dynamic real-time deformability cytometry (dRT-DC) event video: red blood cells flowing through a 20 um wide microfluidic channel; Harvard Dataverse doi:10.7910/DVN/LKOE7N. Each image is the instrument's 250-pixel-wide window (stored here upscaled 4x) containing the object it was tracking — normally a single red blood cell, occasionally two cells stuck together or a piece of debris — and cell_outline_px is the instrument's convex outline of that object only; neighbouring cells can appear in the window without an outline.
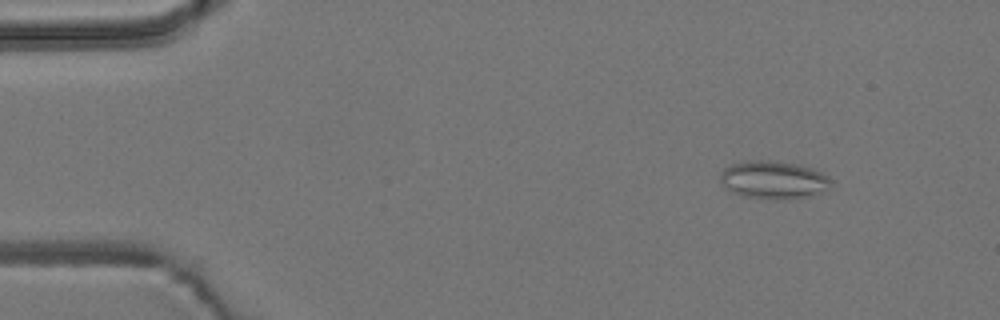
{"species": "common noctule bat (a hibernating species)", "species_latin": "Nyctalus noctula", "temperature_condition": "room temperature", "stored_images_in_passage": 49, "camera_frame_rate_fps": 3000, "um_per_image_px": 0.085, "animal": {"sex": "male", "body_mass_g": 19.2, "forearm_length_mm": 51.8}, "frame": {"image": 1, "passage_image": 2, "time_ms": 0.333, "image_size_px": [1000, 320], "cell_outline_px": [[832, 188], [808, 196], [784, 200], [760, 200], [740, 196], [724, 188], [720, 180], [720, 172], [724, 168], [732, 164], [748, 160], [772, 160], [796, 164], [812, 168], [828, 176], [832, 180]], "centroid_in_image_um": [65.72, 15.31], "position_along_channel_um": 19.3, "area_um2": 25.14}}
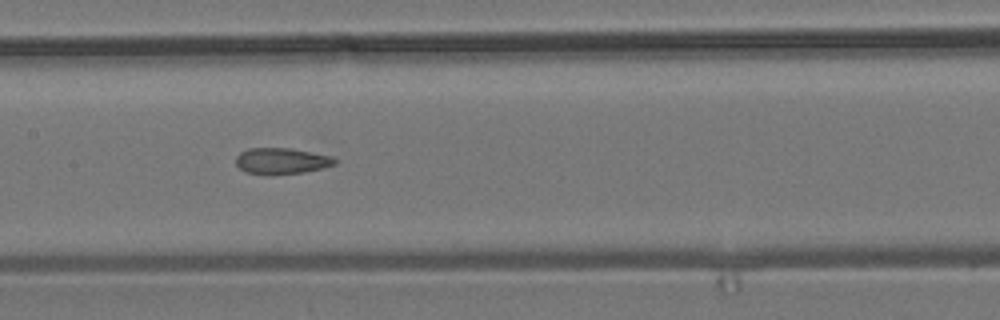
{"frame": {"image": 2, "passage_image": 22, "time_ms": 7.0, "image_size_px": [1000, 320], "cell_outline_px": [[336, 164], [304, 172], [272, 176], [268, 176], [244, 172], [236, 164], [236, 156], [240, 152], [248, 148], [292, 148], [332, 156], [336, 160]], "centroid_in_image_um": [23.89, 13.7], "position_along_channel_um": 183.5, "area_um2": 15.37}}
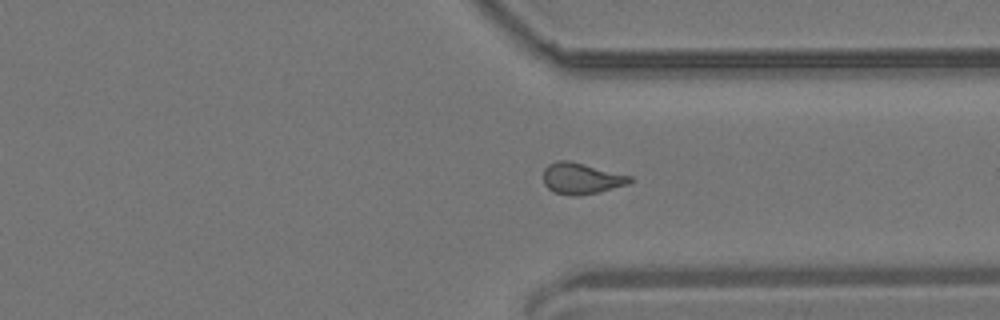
{"frame": {"image": 3, "passage_image": 36, "time_ms": 11.667, "image_size_px": [1000, 320], "cell_outline_px": [[632, 180], [628, 184], [600, 192], [576, 196], [552, 192], [544, 184], [544, 168], [548, 164], [556, 160], [568, 160], [632, 176]], "centroid_in_image_um": [49.4, 15.17], "position_along_channel_um": 362.0, "area_um2": 15.72}, "authors_computed_cell_mechanics": {"area_um2": 15.6638, "velocity_mm_per_s": 3.8327, "shape_relaxation_time_tau1_ms": null, "shape_relaxation_time_tau2_ms": 1.6416, "deformation_change_tau1": null, "deformation_change_tau2": 0.0889}}